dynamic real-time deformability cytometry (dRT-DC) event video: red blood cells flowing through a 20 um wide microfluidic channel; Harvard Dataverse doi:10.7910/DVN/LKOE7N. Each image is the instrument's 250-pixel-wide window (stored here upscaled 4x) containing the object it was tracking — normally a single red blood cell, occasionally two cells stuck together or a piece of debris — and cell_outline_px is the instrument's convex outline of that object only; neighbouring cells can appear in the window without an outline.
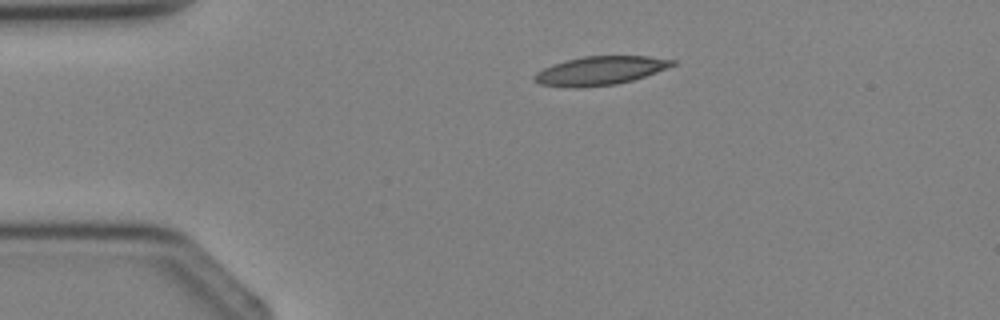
{"species": "Egyptian fruit bat (a non-hibernating species)", "species_latin": "Rousettus aegyptiacus", "temperature_condition": "cold", "stored_images_in_passage": 2, "camera_frame_rate_fps": 3000, "um_per_image_px": 0.085, "animal": {"sex": "female"}, "frame": {"image": 1, "passage_image": 1, "time_ms": 0.0, "image_size_px": [1000, 320], "cell_outline_px": [[676, 64], [656, 72], [632, 80], [616, 84], [576, 88], [572, 88], [540, 84], [532, 80], [532, 76], [536, 72], [552, 64], [584, 56], [648, 56], [676, 60]], "centroid_in_image_um": [50.98, 6.01], "position_along_channel_um": 34.0, "area_um2": 23.0}}
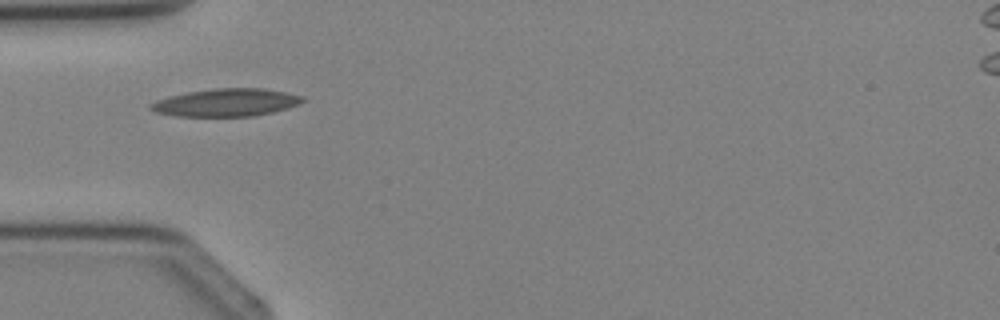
{"frame": {"image": 2, "passage_image": 2, "time_ms": 1.333, "image_size_px": [1000, 320], "cell_outline_px": [[304, 100], [300, 104], [288, 108], [272, 112], [252, 116], [176, 116], [156, 112], [148, 108], [148, 104], [156, 100], [188, 92], [212, 88], [264, 88], [304, 96]], "centroid_in_image_um": [19.23, 8.71], "position_along_channel_um": 65.8, "area_um2": 24.51}}